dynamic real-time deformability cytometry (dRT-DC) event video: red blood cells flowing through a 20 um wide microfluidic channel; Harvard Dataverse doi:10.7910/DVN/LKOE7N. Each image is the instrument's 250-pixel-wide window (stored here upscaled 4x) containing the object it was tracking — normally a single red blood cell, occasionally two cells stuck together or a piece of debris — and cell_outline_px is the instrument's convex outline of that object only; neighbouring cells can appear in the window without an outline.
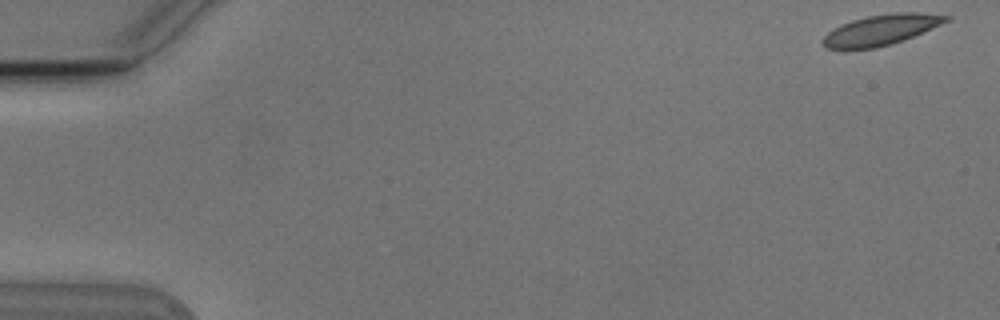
{"species": "Egyptian fruit bat (a non-hibernating species)", "species_latin": "Rousettus aegyptiacus", "temperature_condition": "cold", "stored_images_in_passage": 5, "camera_frame_rate_fps": 3000, "um_per_image_px": 0.085, "animal": {"sex": "male"}, "frame": {"image": 1, "passage_image": 1, "time_ms": 0.0, "image_size_px": [1000, 320], "cell_outline_px": [[952, 16], [948, 20], [932, 28], [904, 40], [876, 48], [828, 48], [824, 44], [824, 36], [832, 28], [840, 24], [852, 20], [868, 16], [896, 12], [920, 12]], "centroid_in_image_um": [74.91, 2.52], "position_along_channel_um": 10.1, "area_um2": 21.56}}